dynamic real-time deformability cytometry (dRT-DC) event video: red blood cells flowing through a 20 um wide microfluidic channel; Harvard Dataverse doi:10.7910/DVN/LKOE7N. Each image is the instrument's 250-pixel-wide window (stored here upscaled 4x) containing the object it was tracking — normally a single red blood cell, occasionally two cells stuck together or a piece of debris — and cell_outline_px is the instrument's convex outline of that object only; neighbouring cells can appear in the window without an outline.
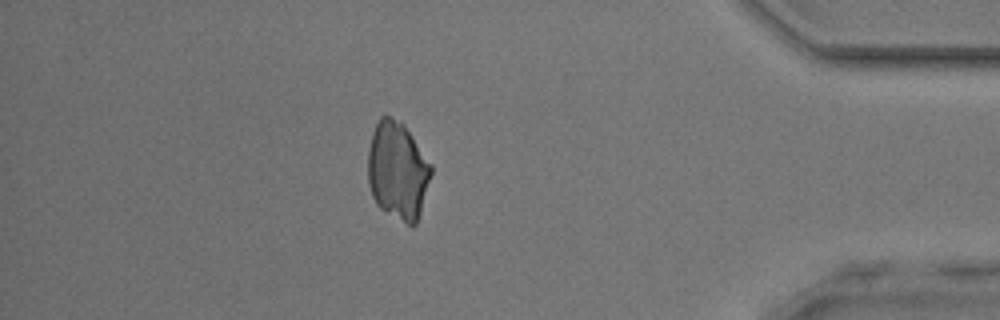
{"species": "common noctule bat (a hibernating species)", "species_latin": "Nyctalus noctula", "temperature_condition": "room temperature", "stored_images_in_passage": 30, "camera_frame_rate_fps": 3000, "um_per_image_px": 0.085, "animal": {"sex": "male", "body_mass_g": 17.9, "forearm_length_mm": 54.2}, "frame": {"image": 1, "passage_image": 26, "time_ms": 8.333, "image_size_px": [1000, 320], "cell_outline_px": [[432, 172], [420, 212], [416, 224], [412, 228], [380, 208], [376, 204], [372, 196], [368, 180], [368, 148], [372, 132], [380, 116], [392, 116], [400, 120], [404, 124], [432, 164]], "centroid_in_image_um": [33.8, 14.49], "position_along_channel_um": 401.4, "area_um2": 36.3}}